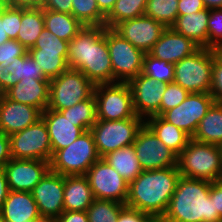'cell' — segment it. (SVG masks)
I'll return each instance as SVG.
<instances>
[{
    "instance_id": "40",
    "label": "cell",
    "mask_w": 222,
    "mask_h": 222,
    "mask_svg": "<svg viewBox=\"0 0 222 222\" xmlns=\"http://www.w3.org/2000/svg\"><path fill=\"white\" fill-rule=\"evenodd\" d=\"M208 48L222 49V8L210 9L208 20Z\"/></svg>"
},
{
    "instance_id": "60",
    "label": "cell",
    "mask_w": 222,
    "mask_h": 222,
    "mask_svg": "<svg viewBox=\"0 0 222 222\" xmlns=\"http://www.w3.org/2000/svg\"><path fill=\"white\" fill-rule=\"evenodd\" d=\"M0 222H4L1 211H0Z\"/></svg>"
},
{
    "instance_id": "3",
    "label": "cell",
    "mask_w": 222,
    "mask_h": 222,
    "mask_svg": "<svg viewBox=\"0 0 222 222\" xmlns=\"http://www.w3.org/2000/svg\"><path fill=\"white\" fill-rule=\"evenodd\" d=\"M211 182L181 176L165 214L158 222L222 221L209 196Z\"/></svg>"
},
{
    "instance_id": "15",
    "label": "cell",
    "mask_w": 222,
    "mask_h": 222,
    "mask_svg": "<svg viewBox=\"0 0 222 222\" xmlns=\"http://www.w3.org/2000/svg\"><path fill=\"white\" fill-rule=\"evenodd\" d=\"M128 84L132 92L135 114L144 120L151 116H159L166 84L142 73L131 79Z\"/></svg>"
},
{
    "instance_id": "36",
    "label": "cell",
    "mask_w": 222,
    "mask_h": 222,
    "mask_svg": "<svg viewBox=\"0 0 222 222\" xmlns=\"http://www.w3.org/2000/svg\"><path fill=\"white\" fill-rule=\"evenodd\" d=\"M125 206L113 200L94 199L86 210L88 220L89 222H116Z\"/></svg>"
},
{
    "instance_id": "33",
    "label": "cell",
    "mask_w": 222,
    "mask_h": 222,
    "mask_svg": "<svg viewBox=\"0 0 222 222\" xmlns=\"http://www.w3.org/2000/svg\"><path fill=\"white\" fill-rule=\"evenodd\" d=\"M148 0H117L111 12L105 17V27L114 28L124 20L144 15Z\"/></svg>"
},
{
    "instance_id": "1",
    "label": "cell",
    "mask_w": 222,
    "mask_h": 222,
    "mask_svg": "<svg viewBox=\"0 0 222 222\" xmlns=\"http://www.w3.org/2000/svg\"><path fill=\"white\" fill-rule=\"evenodd\" d=\"M67 62L94 85L112 84L113 70L105 38V26H84L69 41Z\"/></svg>"
},
{
    "instance_id": "4",
    "label": "cell",
    "mask_w": 222,
    "mask_h": 222,
    "mask_svg": "<svg viewBox=\"0 0 222 222\" xmlns=\"http://www.w3.org/2000/svg\"><path fill=\"white\" fill-rule=\"evenodd\" d=\"M181 176L206 181L222 179V156L218 145L190 139L177 157Z\"/></svg>"
},
{
    "instance_id": "8",
    "label": "cell",
    "mask_w": 222,
    "mask_h": 222,
    "mask_svg": "<svg viewBox=\"0 0 222 222\" xmlns=\"http://www.w3.org/2000/svg\"><path fill=\"white\" fill-rule=\"evenodd\" d=\"M145 124L143 118H130L115 121L96 120L90 132L101 158L108 153L133 145L138 131Z\"/></svg>"
},
{
    "instance_id": "10",
    "label": "cell",
    "mask_w": 222,
    "mask_h": 222,
    "mask_svg": "<svg viewBox=\"0 0 222 222\" xmlns=\"http://www.w3.org/2000/svg\"><path fill=\"white\" fill-rule=\"evenodd\" d=\"M94 98L99 120H122L141 118L135 114L132 92L128 83L95 85Z\"/></svg>"
},
{
    "instance_id": "28",
    "label": "cell",
    "mask_w": 222,
    "mask_h": 222,
    "mask_svg": "<svg viewBox=\"0 0 222 222\" xmlns=\"http://www.w3.org/2000/svg\"><path fill=\"white\" fill-rule=\"evenodd\" d=\"M128 183L143 171L133 145L117 149L103 157Z\"/></svg>"
},
{
    "instance_id": "43",
    "label": "cell",
    "mask_w": 222,
    "mask_h": 222,
    "mask_svg": "<svg viewBox=\"0 0 222 222\" xmlns=\"http://www.w3.org/2000/svg\"><path fill=\"white\" fill-rule=\"evenodd\" d=\"M211 95L216 102L222 103V49H214Z\"/></svg>"
},
{
    "instance_id": "9",
    "label": "cell",
    "mask_w": 222,
    "mask_h": 222,
    "mask_svg": "<svg viewBox=\"0 0 222 222\" xmlns=\"http://www.w3.org/2000/svg\"><path fill=\"white\" fill-rule=\"evenodd\" d=\"M108 52L113 70V83H128L142 72L145 53L134 47L113 28L105 27Z\"/></svg>"
},
{
    "instance_id": "14",
    "label": "cell",
    "mask_w": 222,
    "mask_h": 222,
    "mask_svg": "<svg viewBox=\"0 0 222 222\" xmlns=\"http://www.w3.org/2000/svg\"><path fill=\"white\" fill-rule=\"evenodd\" d=\"M215 102L211 93H190L181 104L161 116L192 138L199 122Z\"/></svg>"
},
{
    "instance_id": "41",
    "label": "cell",
    "mask_w": 222,
    "mask_h": 222,
    "mask_svg": "<svg viewBox=\"0 0 222 222\" xmlns=\"http://www.w3.org/2000/svg\"><path fill=\"white\" fill-rule=\"evenodd\" d=\"M68 44V41L58 38L47 28H44L37 38L35 45L30 49H42V51L50 52H68Z\"/></svg>"
},
{
    "instance_id": "46",
    "label": "cell",
    "mask_w": 222,
    "mask_h": 222,
    "mask_svg": "<svg viewBox=\"0 0 222 222\" xmlns=\"http://www.w3.org/2000/svg\"><path fill=\"white\" fill-rule=\"evenodd\" d=\"M116 222H157L151 215L125 206Z\"/></svg>"
},
{
    "instance_id": "20",
    "label": "cell",
    "mask_w": 222,
    "mask_h": 222,
    "mask_svg": "<svg viewBox=\"0 0 222 222\" xmlns=\"http://www.w3.org/2000/svg\"><path fill=\"white\" fill-rule=\"evenodd\" d=\"M199 48L200 46L190 38L175 32L172 28H166L149 54L157 59L175 64Z\"/></svg>"
},
{
    "instance_id": "49",
    "label": "cell",
    "mask_w": 222,
    "mask_h": 222,
    "mask_svg": "<svg viewBox=\"0 0 222 222\" xmlns=\"http://www.w3.org/2000/svg\"><path fill=\"white\" fill-rule=\"evenodd\" d=\"M43 9L72 14V0H45Z\"/></svg>"
},
{
    "instance_id": "57",
    "label": "cell",
    "mask_w": 222,
    "mask_h": 222,
    "mask_svg": "<svg viewBox=\"0 0 222 222\" xmlns=\"http://www.w3.org/2000/svg\"><path fill=\"white\" fill-rule=\"evenodd\" d=\"M32 222H58V221L57 218L55 217L40 216L39 218H37Z\"/></svg>"
},
{
    "instance_id": "6",
    "label": "cell",
    "mask_w": 222,
    "mask_h": 222,
    "mask_svg": "<svg viewBox=\"0 0 222 222\" xmlns=\"http://www.w3.org/2000/svg\"><path fill=\"white\" fill-rule=\"evenodd\" d=\"M90 130L83 132L68 147L56 151L50 161V170L63 176L86 175L100 159Z\"/></svg>"
},
{
    "instance_id": "35",
    "label": "cell",
    "mask_w": 222,
    "mask_h": 222,
    "mask_svg": "<svg viewBox=\"0 0 222 222\" xmlns=\"http://www.w3.org/2000/svg\"><path fill=\"white\" fill-rule=\"evenodd\" d=\"M72 15L84 26H105V15L96 0H72Z\"/></svg>"
},
{
    "instance_id": "42",
    "label": "cell",
    "mask_w": 222,
    "mask_h": 222,
    "mask_svg": "<svg viewBox=\"0 0 222 222\" xmlns=\"http://www.w3.org/2000/svg\"><path fill=\"white\" fill-rule=\"evenodd\" d=\"M28 53L19 41L10 39L3 44H0V64L7 67L20 56H25Z\"/></svg>"
},
{
    "instance_id": "11",
    "label": "cell",
    "mask_w": 222,
    "mask_h": 222,
    "mask_svg": "<svg viewBox=\"0 0 222 222\" xmlns=\"http://www.w3.org/2000/svg\"><path fill=\"white\" fill-rule=\"evenodd\" d=\"M13 159L51 161V141L47 126L41 118L35 124L9 135Z\"/></svg>"
},
{
    "instance_id": "52",
    "label": "cell",
    "mask_w": 222,
    "mask_h": 222,
    "mask_svg": "<svg viewBox=\"0 0 222 222\" xmlns=\"http://www.w3.org/2000/svg\"><path fill=\"white\" fill-rule=\"evenodd\" d=\"M45 0H8V5L22 9L43 8Z\"/></svg>"
},
{
    "instance_id": "18",
    "label": "cell",
    "mask_w": 222,
    "mask_h": 222,
    "mask_svg": "<svg viewBox=\"0 0 222 222\" xmlns=\"http://www.w3.org/2000/svg\"><path fill=\"white\" fill-rule=\"evenodd\" d=\"M31 194L40 216L58 218L64 211V176L49 170Z\"/></svg>"
},
{
    "instance_id": "22",
    "label": "cell",
    "mask_w": 222,
    "mask_h": 222,
    "mask_svg": "<svg viewBox=\"0 0 222 222\" xmlns=\"http://www.w3.org/2000/svg\"><path fill=\"white\" fill-rule=\"evenodd\" d=\"M50 80L22 79L4 93L15 102L38 108L43 112L49 103Z\"/></svg>"
},
{
    "instance_id": "38",
    "label": "cell",
    "mask_w": 222,
    "mask_h": 222,
    "mask_svg": "<svg viewBox=\"0 0 222 222\" xmlns=\"http://www.w3.org/2000/svg\"><path fill=\"white\" fill-rule=\"evenodd\" d=\"M23 56H20L7 67L0 64V93L3 95L18 81L22 80Z\"/></svg>"
},
{
    "instance_id": "32",
    "label": "cell",
    "mask_w": 222,
    "mask_h": 222,
    "mask_svg": "<svg viewBox=\"0 0 222 222\" xmlns=\"http://www.w3.org/2000/svg\"><path fill=\"white\" fill-rule=\"evenodd\" d=\"M59 111L65 118L74 122L73 124L80 127L84 132L90 130L97 120L94 94L89 99Z\"/></svg>"
},
{
    "instance_id": "51",
    "label": "cell",
    "mask_w": 222,
    "mask_h": 222,
    "mask_svg": "<svg viewBox=\"0 0 222 222\" xmlns=\"http://www.w3.org/2000/svg\"><path fill=\"white\" fill-rule=\"evenodd\" d=\"M9 135L0 131V168L11 159Z\"/></svg>"
},
{
    "instance_id": "37",
    "label": "cell",
    "mask_w": 222,
    "mask_h": 222,
    "mask_svg": "<svg viewBox=\"0 0 222 222\" xmlns=\"http://www.w3.org/2000/svg\"><path fill=\"white\" fill-rule=\"evenodd\" d=\"M141 73L158 82L172 83L174 81V64L157 59L146 53Z\"/></svg>"
},
{
    "instance_id": "44",
    "label": "cell",
    "mask_w": 222,
    "mask_h": 222,
    "mask_svg": "<svg viewBox=\"0 0 222 222\" xmlns=\"http://www.w3.org/2000/svg\"><path fill=\"white\" fill-rule=\"evenodd\" d=\"M22 8L7 6L5 8V32L9 39L16 40L21 26Z\"/></svg>"
},
{
    "instance_id": "7",
    "label": "cell",
    "mask_w": 222,
    "mask_h": 222,
    "mask_svg": "<svg viewBox=\"0 0 222 222\" xmlns=\"http://www.w3.org/2000/svg\"><path fill=\"white\" fill-rule=\"evenodd\" d=\"M95 85L79 70L68 69L50 80L47 108L64 110L89 99Z\"/></svg>"
},
{
    "instance_id": "19",
    "label": "cell",
    "mask_w": 222,
    "mask_h": 222,
    "mask_svg": "<svg viewBox=\"0 0 222 222\" xmlns=\"http://www.w3.org/2000/svg\"><path fill=\"white\" fill-rule=\"evenodd\" d=\"M42 112L31 105L0 97V131L11 135L21 131L41 119Z\"/></svg>"
},
{
    "instance_id": "24",
    "label": "cell",
    "mask_w": 222,
    "mask_h": 222,
    "mask_svg": "<svg viewBox=\"0 0 222 222\" xmlns=\"http://www.w3.org/2000/svg\"><path fill=\"white\" fill-rule=\"evenodd\" d=\"M94 196L85 175L64 176V210L86 211Z\"/></svg>"
},
{
    "instance_id": "39",
    "label": "cell",
    "mask_w": 222,
    "mask_h": 222,
    "mask_svg": "<svg viewBox=\"0 0 222 222\" xmlns=\"http://www.w3.org/2000/svg\"><path fill=\"white\" fill-rule=\"evenodd\" d=\"M189 94L190 93L179 84L175 82L167 83L160 104L159 116L165 111L181 104Z\"/></svg>"
},
{
    "instance_id": "31",
    "label": "cell",
    "mask_w": 222,
    "mask_h": 222,
    "mask_svg": "<svg viewBox=\"0 0 222 222\" xmlns=\"http://www.w3.org/2000/svg\"><path fill=\"white\" fill-rule=\"evenodd\" d=\"M28 53L36 63L42 67L44 75L49 79L58 77L62 72L69 69L67 62L68 52H50L42 49H29Z\"/></svg>"
},
{
    "instance_id": "50",
    "label": "cell",
    "mask_w": 222,
    "mask_h": 222,
    "mask_svg": "<svg viewBox=\"0 0 222 222\" xmlns=\"http://www.w3.org/2000/svg\"><path fill=\"white\" fill-rule=\"evenodd\" d=\"M58 222H89L86 211H63L57 218Z\"/></svg>"
},
{
    "instance_id": "27",
    "label": "cell",
    "mask_w": 222,
    "mask_h": 222,
    "mask_svg": "<svg viewBox=\"0 0 222 222\" xmlns=\"http://www.w3.org/2000/svg\"><path fill=\"white\" fill-rule=\"evenodd\" d=\"M192 139L213 145L222 143V103L215 102L201 119Z\"/></svg>"
},
{
    "instance_id": "16",
    "label": "cell",
    "mask_w": 222,
    "mask_h": 222,
    "mask_svg": "<svg viewBox=\"0 0 222 222\" xmlns=\"http://www.w3.org/2000/svg\"><path fill=\"white\" fill-rule=\"evenodd\" d=\"M124 39L142 52L149 53L166 29L149 16L142 15L120 22L113 28Z\"/></svg>"
},
{
    "instance_id": "54",
    "label": "cell",
    "mask_w": 222,
    "mask_h": 222,
    "mask_svg": "<svg viewBox=\"0 0 222 222\" xmlns=\"http://www.w3.org/2000/svg\"><path fill=\"white\" fill-rule=\"evenodd\" d=\"M99 10L107 16L113 9L117 0H96Z\"/></svg>"
},
{
    "instance_id": "56",
    "label": "cell",
    "mask_w": 222,
    "mask_h": 222,
    "mask_svg": "<svg viewBox=\"0 0 222 222\" xmlns=\"http://www.w3.org/2000/svg\"><path fill=\"white\" fill-rule=\"evenodd\" d=\"M203 3L209 10L222 8V0H203Z\"/></svg>"
},
{
    "instance_id": "58",
    "label": "cell",
    "mask_w": 222,
    "mask_h": 222,
    "mask_svg": "<svg viewBox=\"0 0 222 222\" xmlns=\"http://www.w3.org/2000/svg\"><path fill=\"white\" fill-rule=\"evenodd\" d=\"M8 6V0H0V14L5 10Z\"/></svg>"
},
{
    "instance_id": "17",
    "label": "cell",
    "mask_w": 222,
    "mask_h": 222,
    "mask_svg": "<svg viewBox=\"0 0 222 222\" xmlns=\"http://www.w3.org/2000/svg\"><path fill=\"white\" fill-rule=\"evenodd\" d=\"M3 169L10 191L31 192L50 170V162L11 158Z\"/></svg>"
},
{
    "instance_id": "29",
    "label": "cell",
    "mask_w": 222,
    "mask_h": 222,
    "mask_svg": "<svg viewBox=\"0 0 222 222\" xmlns=\"http://www.w3.org/2000/svg\"><path fill=\"white\" fill-rule=\"evenodd\" d=\"M44 25L64 41H70L84 27L72 14L43 9Z\"/></svg>"
},
{
    "instance_id": "5",
    "label": "cell",
    "mask_w": 222,
    "mask_h": 222,
    "mask_svg": "<svg viewBox=\"0 0 222 222\" xmlns=\"http://www.w3.org/2000/svg\"><path fill=\"white\" fill-rule=\"evenodd\" d=\"M214 49L200 47L174 64V81L189 93H211Z\"/></svg>"
},
{
    "instance_id": "53",
    "label": "cell",
    "mask_w": 222,
    "mask_h": 222,
    "mask_svg": "<svg viewBox=\"0 0 222 222\" xmlns=\"http://www.w3.org/2000/svg\"><path fill=\"white\" fill-rule=\"evenodd\" d=\"M9 186L7 183L6 174L3 168H0V211L2 209L3 203L9 194Z\"/></svg>"
},
{
    "instance_id": "30",
    "label": "cell",
    "mask_w": 222,
    "mask_h": 222,
    "mask_svg": "<svg viewBox=\"0 0 222 222\" xmlns=\"http://www.w3.org/2000/svg\"><path fill=\"white\" fill-rule=\"evenodd\" d=\"M20 24L21 26L16 40L29 50L33 48L37 38L45 28L43 8L22 9Z\"/></svg>"
},
{
    "instance_id": "13",
    "label": "cell",
    "mask_w": 222,
    "mask_h": 222,
    "mask_svg": "<svg viewBox=\"0 0 222 222\" xmlns=\"http://www.w3.org/2000/svg\"><path fill=\"white\" fill-rule=\"evenodd\" d=\"M133 146L143 171L177 167L178 156L146 124L138 131Z\"/></svg>"
},
{
    "instance_id": "2",
    "label": "cell",
    "mask_w": 222,
    "mask_h": 222,
    "mask_svg": "<svg viewBox=\"0 0 222 222\" xmlns=\"http://www.w3.org/2000/svg\"><path fill=\"white\" fill-rule=\"evenodd\" d=\"M180 177L178 167L142 171L129 183L125 205L148 213L158 222L168 208Z\"/></svg>"
},
{
    "instance_id": "12",
    "label": "cell",
    "mask_w": 222,
    "mask_h": 222,
    "mask_svg": "<svg viewBox=\"0 0 222 222\" xmlns=\"http://www.w3.org/2000/svg\"><path fill=\"white\" fill-rule=\"evenodd\" d=\"M85 176L95 199L126 203L129 183L103 158L95 162Z\"/></svg>"
},
{
    "instance_id": "45",
    "label": "cell",
    "mask_w": 222,
    "mask_h": 222,
    "mask_svg": "<svg viewBox=\"0 0 222 222\" xmlns=\"http://www.w3.org/2000/svg\"><path fill=\"white\" fill-rule=\"evenodd\" d=\"M49 80L43 73L42 67L31 57L29 53L23 56L22 79Z\"/></svg>"
},
{
    "instance_id": "23",
    "label": "cell",
    "mask_w": 222,
    "mask_h": 222,
    "mask_svg": "<svg viewBox=\"0 0 222 222\" xmlns=\"http://www.w3.org/2000/svg\"><path fill=\"white\" fill-rule=\"evenodd\" d=\"M1 214L4 222L34 221L40 217L31 192L10 191L3 203Z\"/></svg>"
},
{
    "instance_id": "34",
    "label": "cell",
    "mask_w": 222,
    "mask_h": 222,
    "mask_svg": "<svg viewBox=\"0 0 222 222\" xmlns=\"http://www.w3.org/2000/svg\"><path fill=\"white\" fill-rule=\"evenodd\" d=\"M179 0H148L144 15L153 18L165 28H171L178 17Z\"/></svg>"
},
{
    "instance_id": "21",
    "label": "cell",
    "mask_w": 222,
    "mask_h": 222,
    "mask_svg": "<svg viewBox=\"0 0 222 222\" xmlns=\"http://www.w3.org/2000/svg\"><path fill=\"white\" fill-rule=\"evenodd\" d=\"M44 120L50 141L52 155L63 148L68 147L72 142H74L84 131L75 126L68 118L57 110H52L46 108L41 115Z\"/></svg>"
},
{
    "instance_id": "48",
    "label": "cell",
    "mask_w": 222,
    "mask_h": 222,
    "mask_svg": "<svg viewBox=\"0 0 222 222\" xmlns=\"http://www.w3.org/2000/svg\"><path fill=\"white\" fill-rule=\"evenodd\" d=\"M209 196L214 201L215 210L222 219V179L211 182Z\"/></svg>"
},
{
    "instance_id": "59",
    "label": "cell",
    "mask_w": 222,
    "mask_h": 222,
    "mask_svg": "<svg viewBox=\"0 0 222 222\" xmlns=\"http://www.w3.org/2000/svg\"><path fill=\"white\" fill-rule=\"evenodd\" d=\"M219 149H220V153H221V156H222V143L219 145Z\"/></svg>"
},
{
    "instance_id": "26",
    "label": "cell",
    "mask_w": 222,
    "mask_h": 222,
    "mask_svg": "<svg viewBox=\"0 0 222 222\" xmlns=\"http://www.w3.org/2000/svg\"><path fill=\"white\" fill-rule=\"evenodd\" d=\"M145 124L156 134L158 139L177 156L188 145L191 137L183 130L166 121L162 116H151Z\"/></svg>"
},
{
    "instance_id": "25",
    "label": "cell",
    "mask_w": 222,
    "mask_h": 222,
    "mask_svg": "<svg viewBox=\"0 0 222 222\" xmlns=\"http://www.w3.org/2000/svg\"><path fill=\"white\" fill-rule=\"evenodd\" d=\"M208 20L209 9L206 8L197 13L178 15L171 28L198 46L208 48Z\"/></svg>"
},
{
    "instance_id": "47",
    "label": "cell",
    "mask_w": 222,
    "mask_h": 222,
    "mask_svg": "<svg viewBox=\"0 0 222 222\" xmlns=\"http://www.w3.org/2000/svg\"><path fill=\"white\" fill-rule=\"evenodd\" d=\"M203 9H206L203 0H179L178 2V15L197 13Z\"/></svg>"
},
{
    "instance_id": "55",
    "label": "cell",
    "mask_w": 222,
    "mask_h": 222,
    "mask_svg": "<svg viewBox=\"0 0 222 222\" xmlns=\"http://www.w3.org/2000/svg\"><path fill=\"white\" fill-rule=\"evenodd\" d=\"M9 37L5 32V10L0 14V44L9 41Z\"/></svg>"
}]
</instances>
